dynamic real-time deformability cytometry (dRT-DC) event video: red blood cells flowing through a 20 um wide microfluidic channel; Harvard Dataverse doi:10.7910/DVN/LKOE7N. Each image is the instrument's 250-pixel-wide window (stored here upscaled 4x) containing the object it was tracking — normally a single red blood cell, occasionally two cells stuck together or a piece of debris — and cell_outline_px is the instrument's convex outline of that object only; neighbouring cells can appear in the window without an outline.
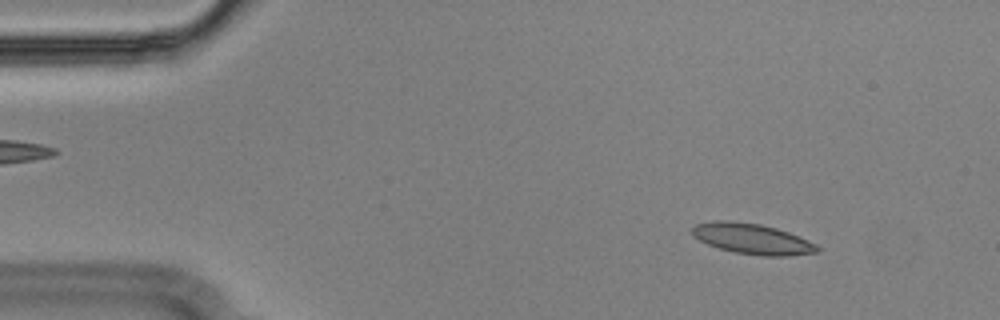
{"species": "Egyptian fruit bat (a non-hibernating species)", "species_latin": "Rousettus aegyptiacus", "temperature_condition": "cold", "stored_images_in_passage": 44, "camera_frame_rate_fps": 3000, "um_per_image_px": 0.085, "animal": {"sex": "male"}, "frame": {"image": 1, "passage_image": 6, "time_ms": 1.667, "image_size_px": [1000, 320], "cell_outline_px": [[820, 248], [816, 252], [788, 256], [760, 256], [736, 252], [720, 248], [708, 244], [692, 236], [692, 228], [696, 224], [716, 220], [728, 220], [760, 224], [776, 228], [788, 232], [808, 240], [816, 244]], "centroid_in_image_um": [63.93, 20.3], "position_along_channel_um": 21.1, "area_um2": 22.14}}
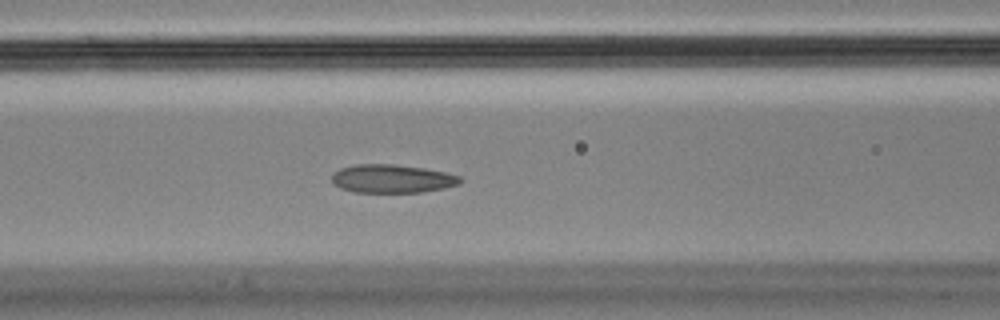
{"frame": {"image": 2, "passage_image": 22, "time_ms": 7.0, "image_size_px": [1000, 320], "cell_outline_px": [[464, 180], [460, 184], [444, 188], [424, 192], [356, 192], [340, 188], [332, 180], [332, 172], [340, 168], [356, 164], [392, 164], [424, 168], [444, 172], [460, 176]], "centroid_in_image_um": [33.35, 15.19], "position_along_channel_um": 133.3, "area_um2": 21.27}}
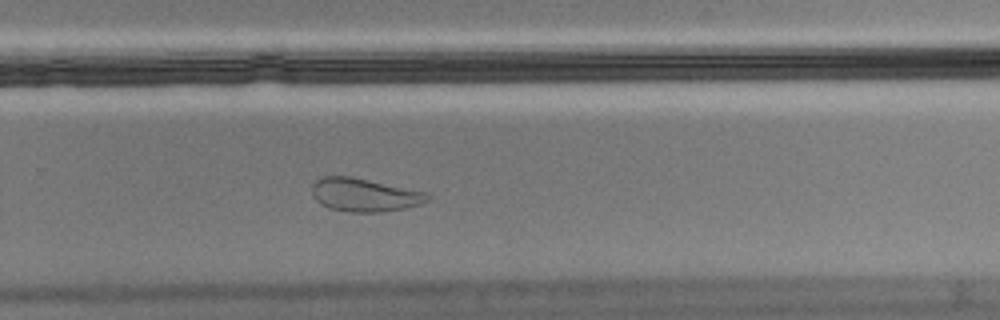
{"frame": {"image": 3, "passage_image": 36, "time_ms": 11.667, "image_size_px": [1000, 320], "cell_outline_px": [[428, 200], [420, 204], [404, 208], [380, 212], [352, 212], [328, 208], [320, 204], [316, 200], [312, 192], [312, 188], [316, 180], [324, 176], [348, 176], [368, 180], [424, 192], [428, 196]], "centroid_in_image_um": [30.92, 16.58], "position_along_channel_um": 298.9, "area_um2": 21.91}, "authors_computed_cell_mechanics": {"area_um2": 22.0218, "velocity_mm_per_s": 3.552, "shape_relaxation_time_tau1_ms": null, "shape_relaxation_time_tau2_ms": 2.0212, "deformation_change_tau1": null, "deformation_change_tau2": 0.0833}}